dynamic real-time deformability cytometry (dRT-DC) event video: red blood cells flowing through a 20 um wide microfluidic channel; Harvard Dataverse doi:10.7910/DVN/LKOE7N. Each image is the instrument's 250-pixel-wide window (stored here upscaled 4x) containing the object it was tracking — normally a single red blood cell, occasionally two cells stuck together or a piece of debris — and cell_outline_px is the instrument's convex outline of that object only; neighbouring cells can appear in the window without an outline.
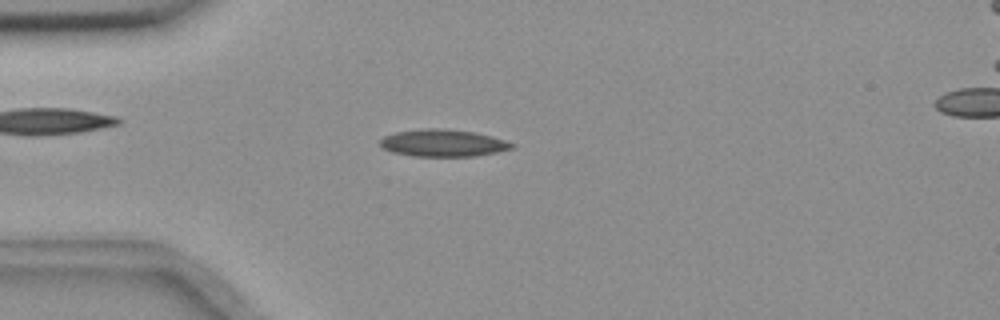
{"species": "common noctule bat (a hibernating species)", "species_latin": "Nyctalus noctula", "temperature_condition": "room temperature", "stored_images_in_passage": 55, "camera_frame_rate_fps": 3000, "um_per_image_px": 0.085, "animal": {"sex": "female", "body_mass_g": 18.4}, "frame": {"image": 1, "passage_image": 15, "time_ms": 4.667, "image_size_px": [1000, 320], "cell_outline_px": [[516, 144], [512, 148], [496, 152], [476, 156], [412, 156], [392, 152], [384, 148], [380, 144], [380, 140], [384, 136], [396, 132], [424, 128], [444, 128], [476, 132], [492, 136]], "centroid_in_image_um": [37.66, 12.15], "position_along_channel_um": 47.3, "area_um2": 20.87}}
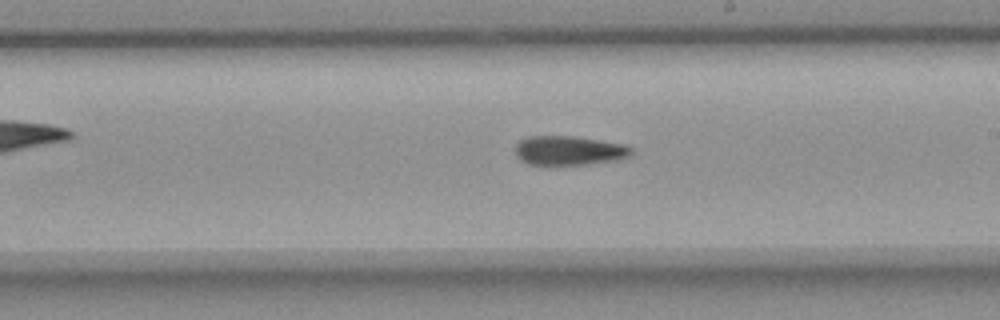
{"frame": {"image": 2, "passage_image": 32, "time_ms": 10.333, "image_size_px": [1000, 320], "cell_outline_px": [[632, 156], [616, 160], [588, 164], [552, 168], [528, 164], [520, 160], [516, 156], [516, 144], [520, 140], [528, 136], [572, 136], [600, 140], [624, 144], [632, 148]], "centroid_in_image_um": [48.33, 12.84], "position_along_channel_um": 240.7, "area_um2": 20.63}}
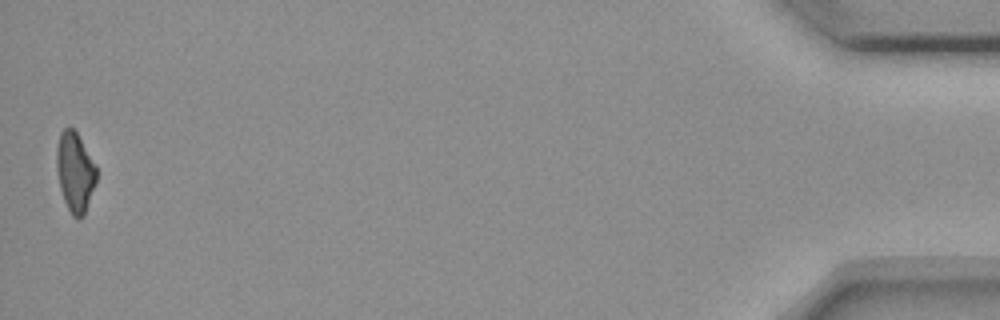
{"frame": {"image": 3, "passage_image": 55, "time_ms": 18.0, "image_size_px": [1000, 320], "cell_outline_px": [[96, 180], [84, 216], [76, 220], [72, 216], [64, 200], [60, 188], [56, 168], [56, 148], [60, 132], [64, 128], [72, 128], [76, 132], [96, 168]], "centroid_in_image_um": [6.35, 14.65], "position_along_channel_um": 428.9, "area_um2": 18.21}, "authors_computed_cell_mechanics": {"area_um2": 19.941, "velocity_mm_per_s": 3.6693, "shape_relaxation_time_tau1_ms": 8.7519, "shape_relaxation_time_tau2_ms": null, "deformation_change_tau1": 0.1961, "deformation_change_tau2": null}}